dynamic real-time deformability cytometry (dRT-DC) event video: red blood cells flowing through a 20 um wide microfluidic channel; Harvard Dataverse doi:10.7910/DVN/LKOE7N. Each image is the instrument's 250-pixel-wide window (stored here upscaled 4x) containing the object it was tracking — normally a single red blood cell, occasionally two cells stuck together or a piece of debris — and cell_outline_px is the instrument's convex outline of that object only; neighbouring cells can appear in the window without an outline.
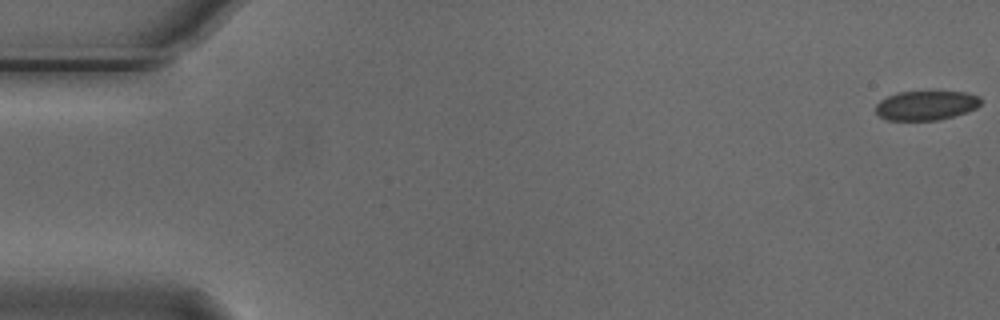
{"species": "Egyptian fruit bat (a non-hibernating species)", "species_latin": "Rousettus aegyptiacus", "temperature_condition": "cold", "stored_images_in_passage": 10, "camera_frame_rate_fps": 3000, "um_per_image_px": 0.085, "animal": {"sex": "male"}, "frame": {"image": 1, "passage_image": 1, "time_ms": 0.0, "image_size_px": [1000, 320], "cell_outline_px": [[980, 104], [976, 108], [968, 112], [940, 120], [888, 120], [880, 116], [876, 112], [876, 104], [880, 100], [888, 96], [900, 92], [964, 92], [980, 96]], "centroid_in_image_um": [78.73, 8.97], "position_along_channel_um": 6.3, "area_um2": 17.92}}